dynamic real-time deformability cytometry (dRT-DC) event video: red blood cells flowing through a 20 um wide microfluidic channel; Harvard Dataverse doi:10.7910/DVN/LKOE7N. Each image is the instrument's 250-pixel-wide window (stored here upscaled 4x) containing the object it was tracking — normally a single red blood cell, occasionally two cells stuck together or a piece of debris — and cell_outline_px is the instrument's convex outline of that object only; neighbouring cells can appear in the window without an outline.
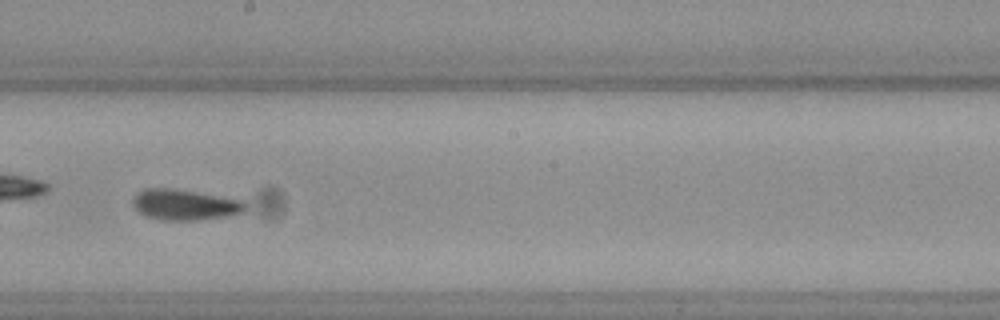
{"species": "Egyptian fruit bat (a non-hibernating species)", "species_latin": "Rousettus aegyptiacus", "temperature_condition": "warm", "stored_images_in_passage": 43, "camera_frame_rate_fps": 3000, "um_per_image_px": 0.085, "frame": {"image": 1, "passage_image": 19, "time_ms": 6.0, "image_size_px": [1000, 320], "cell_outline_px": [[244, 212], [228, 216], [200, 220], [160, 220], [144, 216], [136, 212], [132, 204], [132, 200], [144, 188], [172, 188], [244, 200]], "centroid_in_image_um": [15.67, 17.41], "position_along_channel_um": 232.5, "area_um2": 20.23}}
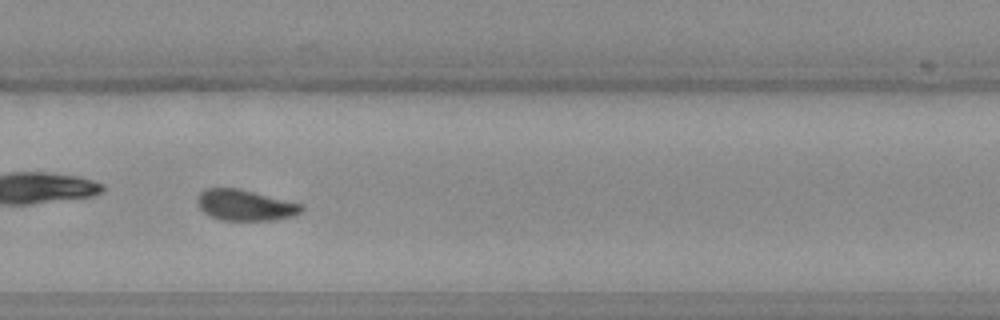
{"frame": {"image": 2, "passage_image": 25, "time_ms": 8.0, "image_size_px": [1000, 320], "cell_outline_px": [[304, 208], [300, 212], [292, 216], [276, 220], [220, 220], [204, 212], [200, 208], [196, 200], [196, 196], [204, 188], [240, 188], [304, 204]], "centroid_in_image_um": [20.84, 17.42], "position_along_channel_um": 309.0, "area_um2": 18.96}}
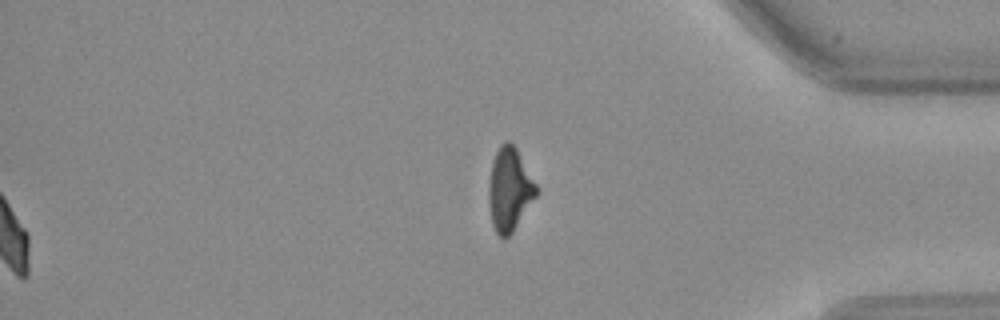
{"frame": {"image": 3, "passage_image": 43, "time_ms": 14.0, "image_size_px": [1000, 320], "cell_outline_px": [[536, 196], [512, 232], [504, 240], [496, 232], [492, 224], [488, 200], [488, 188], [492, 164], [496, 152], [500, 144], [504, 140], [508, 140], [516, 148], [536, 184]], "centroid_in_image_um": [43.28, 16.1], "position_along_channel_um": 391.9, "area_um2": 22.72}, "authors_computed_cell_mechanics": {"area_um2": 19.074, "velocity_mm_per_s": 3.8342, "shape_relaxation_time_tau1_ms": 3.6265, "shape_relaxation_time_tau2_ms": 2.1522, "deformation_change_tau1": 0.1382, "deformation_change_tau2": 0.0694}}